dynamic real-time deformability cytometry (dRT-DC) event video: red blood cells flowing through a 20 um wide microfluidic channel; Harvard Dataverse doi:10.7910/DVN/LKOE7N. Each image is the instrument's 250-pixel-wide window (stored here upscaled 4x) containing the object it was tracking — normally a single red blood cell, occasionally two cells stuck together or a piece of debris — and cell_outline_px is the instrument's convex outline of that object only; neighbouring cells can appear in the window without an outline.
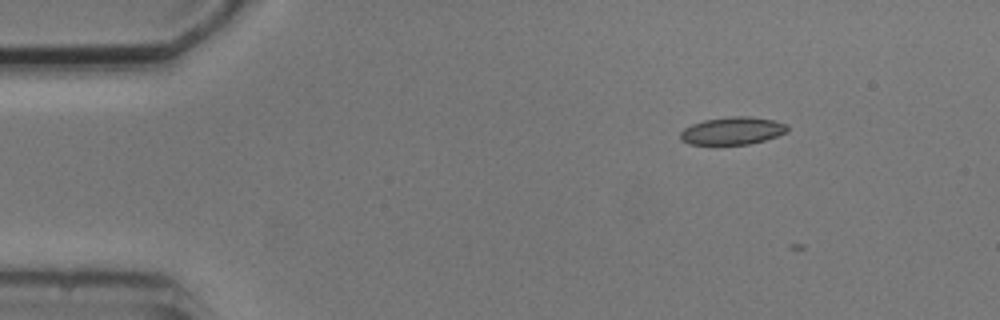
{"species": "common noctule bat (a hibernating species)", "species_latin": "Nyctalus noctula", "temperature_condition": "cold", "stored_images_in_passage": 4, "camera_frame_rate_fps": 3000, "um_per_image_px": 0.085, "animal": {"sex": "male", "body_mass_g": 20.5, "forearm_length_mm": 52.5}, "frame": {"image": 1, "passage_image": 1, "time_ms": 0.0, "image_size_px": [1000, 320], "cell_outline_px": [[788, 132], [764, 140], [748, 144], [716, 148], [688, 144], [680, 140], [680, 132], [684, 128], [692, 124], [704, 120], [728, 116], [748, 116], [772, 120], [788, 124]], "centroid_in_image_um": [62.18, 11.17], "position_along_channel_um": 22.8, "area_um2": 18.09}}